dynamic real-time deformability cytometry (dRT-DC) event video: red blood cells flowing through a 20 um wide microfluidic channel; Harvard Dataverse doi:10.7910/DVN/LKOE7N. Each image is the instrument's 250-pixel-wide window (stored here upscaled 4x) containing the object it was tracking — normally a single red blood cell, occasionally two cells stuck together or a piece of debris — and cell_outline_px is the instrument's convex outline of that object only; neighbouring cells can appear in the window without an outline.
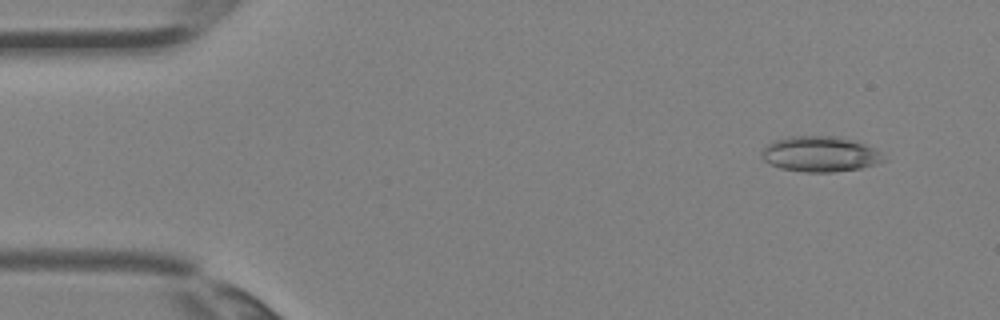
{"species": "Egyptian fruit bat (a non-hibernating species)", "species_latin": "Rousettus aegyptiacus", "temperature_condition": "room temperature", "stored_images_in_passage": 3, "camera_frame_rate_fps": 3000, "um_per_image_px": 0.085, "animal": {"sex": "female"}, "frame": {"image": 1, "passage_image": 1, "time_ms": 0.0, "image_size_px": [1000, 320], "cell_outline_px": [[888, 160], [876, 164], [860, 168], [832, 172], [804, 172], [780, 168], [768, 164], [760, 156], [764, 148], [768, 144], [776, 140], [792, 136], [836, 136], [852, 140], [864, 144], [880, 152]], "centroid_in_image_um": [69.71, 13.1], "position_along_channel_um": 15.3, "area_um2": 25.14}}
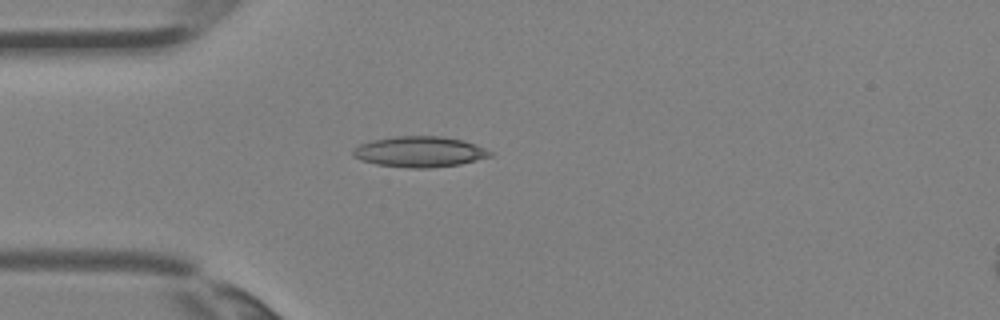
{"frame": {"image": 2, "passage_image": 3, "time_ms": 0.667, "image_size_px": [1000, 320], "cell_outline_px": [[492, 156], [460, 164], [432, 168], [412, 168], [376, 164], [352, 156], [352, 148], [360, 144], [372, 140], [396, 136], [440, 136], [464, 140], [484, 148], [492, 152]], "centroid_in_image_um": [35.66, 12.89], "position_along_channel_um": 49.3, "area_um2": 24.45}}